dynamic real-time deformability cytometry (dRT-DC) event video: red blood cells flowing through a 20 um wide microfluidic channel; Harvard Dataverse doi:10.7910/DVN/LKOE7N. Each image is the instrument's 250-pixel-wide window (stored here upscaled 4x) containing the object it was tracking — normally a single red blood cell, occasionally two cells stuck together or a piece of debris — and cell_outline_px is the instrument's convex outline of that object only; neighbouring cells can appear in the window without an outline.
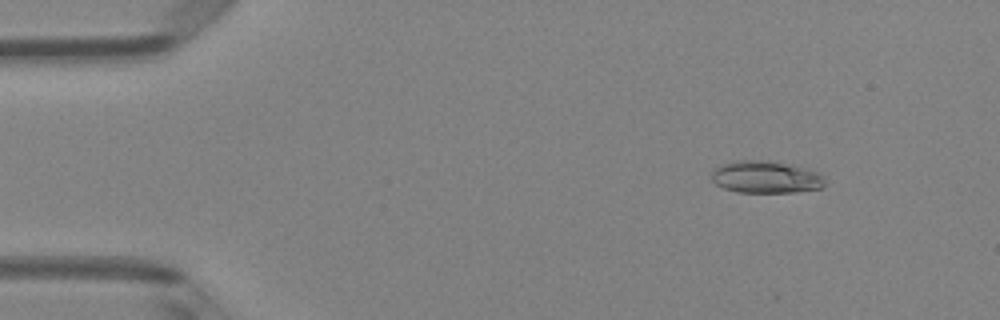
{"species": "Egyptian fruit bat (a non-hibernating species)", "species_latin": "Rousettus aegyptiacus", "temperature_condition": "room temperature", "stored_images_in_passage": 15, "camera_frame_rate_fps": 3000, "um_per_image_px": 0.085, "animal": {"sex": "female"}, "frame": {"image": 1, "passage_image": 2, "time_ms": 0.333, "image_size_px": [1000, 320], "cell_outline_px": [[824, 184], [820, 188], [792, 192], [736, 192], [724, 188], [716, 184], [712, 180], [712, 172], [720, 164], [736, 160], [768, 160], [804, 168], [820, 172], [824, 176]], "centroid_in_image_um": [65.07, 15.04], "position_along_channel_um": 19.9, "area_um2": 21.21}}
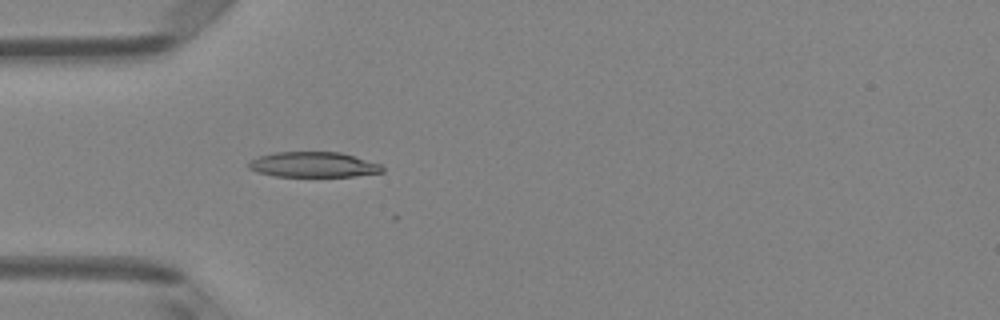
{"frame": {"image": 2, "passage_image": 11, "time_ms": 3.333, "image_size_px": [1000, 320], "cell_outline_px": [[384, 172], [352, 176], [276, 176], [256, 172], [248, 168], [248, 164], [252, 160], [260, 156], [276, 152], [340, 152], [380, 164], [384, 168]], "centroid_in_image_um": [26.64, 13.99], "position_along_channel_um": 58.4, "area_um2": 19.48}}
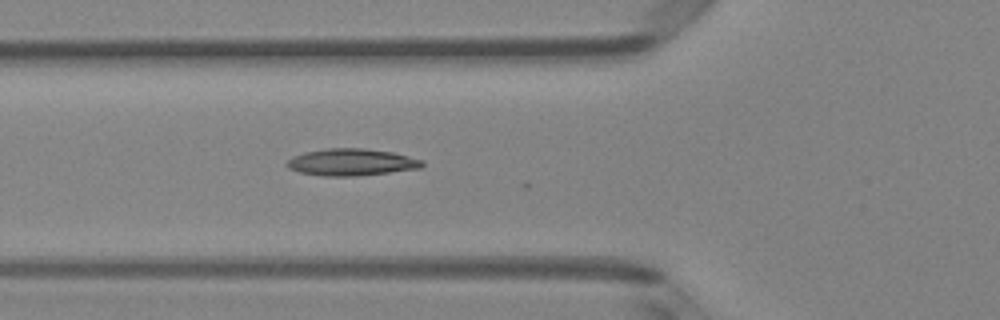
{"frame": {"image": 3, "passage_image": 14, "time_ms": 4.333, "image_size_px": [1000, 320], "cell_outline_px": [[424, 164], [420, 168], [356, 176], [324, 176], [300, 172], [288, 168], [284, 164], [292, 156], [304, 152], [324, 148], [364, 148], [392, 152], [424, 160]], "centroid_in_image_um": [29.84, 13.78], "position_along_channel_um": 96.0, "area_um2": 21.27}}